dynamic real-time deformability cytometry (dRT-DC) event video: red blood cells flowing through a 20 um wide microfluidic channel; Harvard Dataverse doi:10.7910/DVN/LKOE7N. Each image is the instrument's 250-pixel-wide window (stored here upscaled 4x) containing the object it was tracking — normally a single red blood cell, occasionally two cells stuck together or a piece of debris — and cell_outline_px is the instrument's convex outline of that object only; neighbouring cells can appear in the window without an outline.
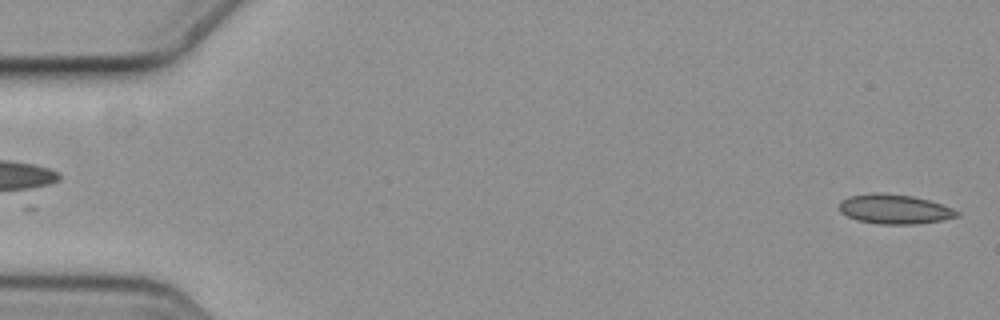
{"species": "common noctule bat (a hibernating species)", "species_latin": "Nyctalus noctula", "temperature_condition": "cold", "stored_images_in_passage": 6, "camera_frame_rate_fps": 3000, "um_per_image_px": 0.085, "animal": {"sex": "female", "body_mass_g": 19.3, "forearm_length_mm": 54.1}, "frame": {"image": 1, "passage_image": 6, "time_ms": 1.667, "image_size_px": [1000, 320], "cell_outline_px": [[960, 216], [944, 220], [916, 224], [880, 224], [856, 220], [840, 212], [840, 200], [848, 196], [872, 192], [884, 192], [912, 196], [928, 200], [952, 208], [960, 212]], "centroid_in_image_um": [76.03, 17.77], "position_along_channel_um": 9.0, "area_um2": 20.46}}